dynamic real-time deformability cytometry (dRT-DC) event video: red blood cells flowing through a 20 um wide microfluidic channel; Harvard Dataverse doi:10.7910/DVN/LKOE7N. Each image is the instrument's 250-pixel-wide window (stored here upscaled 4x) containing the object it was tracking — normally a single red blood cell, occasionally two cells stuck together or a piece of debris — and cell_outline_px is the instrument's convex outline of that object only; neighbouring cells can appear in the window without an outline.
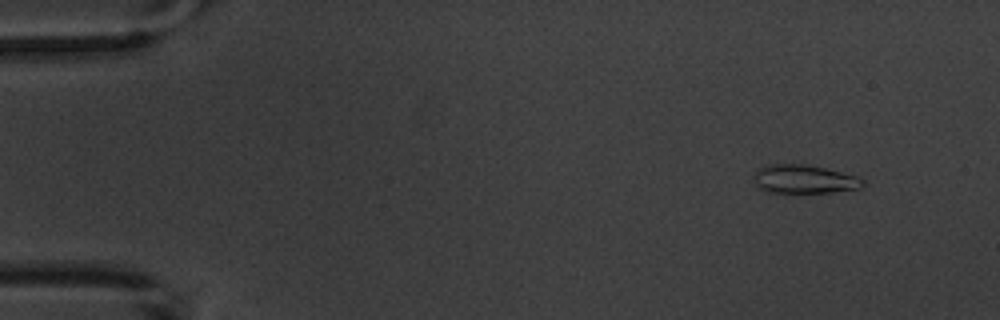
{"species": "common noctule bat (a hibernating species)", "species_latin": "Nyctalus noctula", "temperature_condition": "warm", "stored_images_in_passage": 5, "camera_frame_rate_fps": 3000, "um_per_image_px": 0.085, "animal": {"sex": "male", "body_mass_g": 20.1, "forearm_length_mm": 53.5}, "frame": {"image": 1, "passage_image": 2, "time_ms": 1.333, "image_size_px": [1000, 320], "cell_outline_px": [[864, 184], [860, 188], [832, 192], [768, 192], [760, 188], [752, 180], [752, 176], [760, 168], [768, 164], [808, 164], [856, 176], [864, 180]], "centroid_in_image_um": [68.32, 15.22], "position_along_channel_um": 16.7, "area_um2": 18.03}}
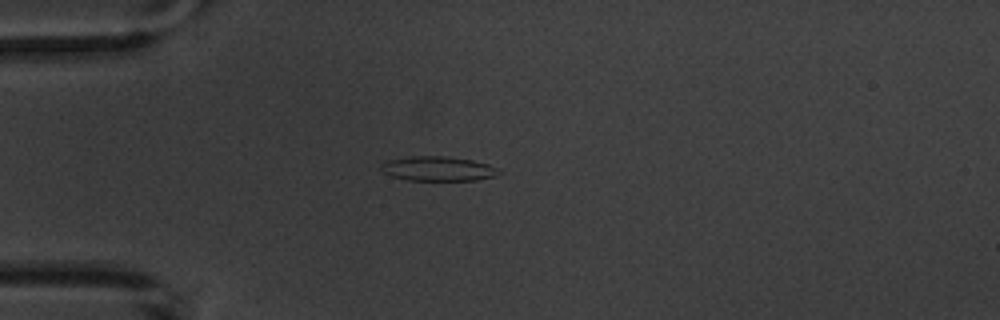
{"frame": {"image": 2, "passage_image": 5, "time_ms": 4.667, "image_size_px": [1000, 320], "cell_outline_px": [[504, 172], [496, 176], [476, 180], [408, 180], [392, 176], [384, 172], [380, 168], [380, 164], [388, 160], [412, 156], [444, 156], [472, 160], [488, 164], [500, 168]], "centroid_in_image_um": [37.29, 14.34], "position_along_channel_um": 47.7, "area_um2": 16.94}}